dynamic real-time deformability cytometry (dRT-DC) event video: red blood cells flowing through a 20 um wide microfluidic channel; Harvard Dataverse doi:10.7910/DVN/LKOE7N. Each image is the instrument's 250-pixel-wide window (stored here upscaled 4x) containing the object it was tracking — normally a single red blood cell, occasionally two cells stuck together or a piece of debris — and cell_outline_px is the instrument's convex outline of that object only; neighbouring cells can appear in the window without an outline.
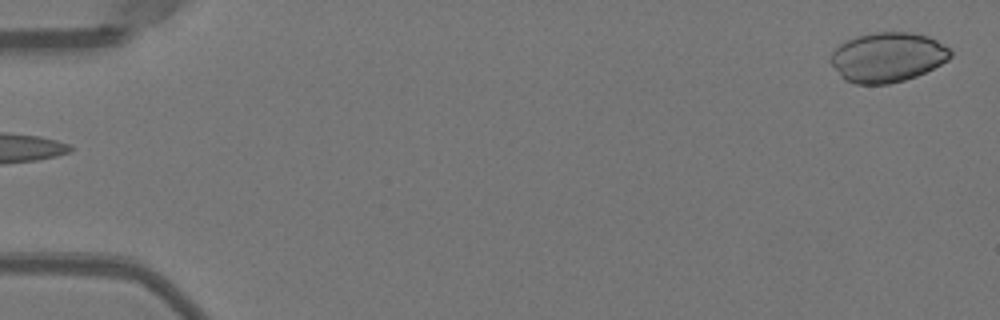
{"species": "Egyptian fruit bat (a non-hibernating species)", "species_latin": "Rousettus aegyptiacus", "temperature_condition": "warm", "stored_images_in_passage": 5, "camera_frame_rate_fps": 3000, "um_per_image_px": 0.085, "animal": {"sex": "female"}, "frame": {"image": 1, "passage_image": 1, "time_ms": 0.0, "image_size_px": [1000, 320], "cell_outline_px": [[952, 56], [948, 60], [916, 76], [904, 80], [888, 84], [856, 84], [844, 80], [840, 76], [828, 60], [832, 52], [840, 44], [856, 36], [876, 32], [912, 32], [928, 36], [952, 48]], "centroid_in_image_um": [75.44, 4.86], "position_along_channel_um": 9.6, "area_um2": 34.85}}